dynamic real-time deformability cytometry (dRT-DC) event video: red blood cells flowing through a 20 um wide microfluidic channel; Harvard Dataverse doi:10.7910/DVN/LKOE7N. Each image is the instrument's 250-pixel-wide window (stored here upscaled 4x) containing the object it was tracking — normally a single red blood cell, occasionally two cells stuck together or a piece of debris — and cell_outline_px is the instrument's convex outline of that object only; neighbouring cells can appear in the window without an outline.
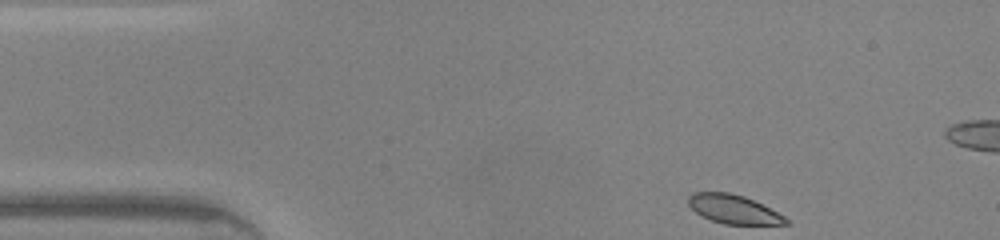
{"species": "common noctule bat (a hibernating species)", "species_latin": "Nyctalus noctula", "temperature_condition": "warm", "stored_images_in_passage": 9, "camera_frame_rate_fps": 3000, "um_per_image_px": 0.085, "animal": {"sex": "male", "body_mass_g": 20.0, "forearm_length_mm": 53.3}, "frame": {"image": 1, "passage_image": 1, "time_ms": 0.0, "image_size_px": [1000, 240], "cell_outline_px": [[792, 224], [724, 224], [712, 220], [696, 212], [688, 204], [688, 196], [692, 192], [728, 192], [744, 196], [784, 216]], "centroid_in_image_um": [62.33, 17.78], "position_along_channel_um": 22.7, "area_um2": 16.07}}